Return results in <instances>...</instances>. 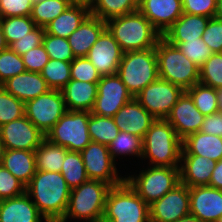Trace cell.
Instances as JSON below:
<instances>
[{
  "instance_id": "1",
  "label": "cell",
  "mask_w": 222,
  "mask_h": 222,
  "mask_svg": "<svg viewBox=\"0 0 222 222\" xmlns=\"http://www.w3.org/2000/svg\"><path fill=\"white\" fill-rule=\"evenodd\" d=\"M26 193L48 222H60L66 212L71 188L60 172L37 170Z\"/></svg>"
},
{
  "instance_id": "2",
  "label": "cell",
  "mask_w": 222,
  "mask_h": 222,
  "mask_svg": "<svg viewBox=\"0 0 222 222\" xmlns=\"http://www.w3.org/2000/svg\"><path fill=\"white\" fill-rule=\"evenodd\" d=\"M141 160L150 166L180 167L182 139L166 119H156L142 139Z\"/></svg>"
},
{
  "instance_id": "3",
  "label": "cell",
  "mask_w": 222,
  "mask_h": 222,
  "mask_svg": "<svg viewBox=\"0 0 222 222\" xmlns=\"http://www.w3.org/2000/svg\"><path fill=\"white\" fill-rule=\"evenodd\" d=\"M106 28L123 52L155 48L162 37L139 10L107 20Z\"/></svg>"
},
{
  "instance_id": "4",
  "label": "cell",
  "mask_w": 222,
  "mask_h": 222,
  "mask_svg": "<svg viewBox=\"0 0 222 222\" xmlns=\"http://www.w3.org/2000/svg\"><path fill=\"white\" fill-rule=\"evenodd\" d=\"M111 186L98 180H88L71 189L68 206L60 222L68 219L82 222H98L102 220L106 196Z\"/></svg>"
},
{
  "instance_id": "5",
  "label": "cell",
  "mask_w": 222,
  "mask_h": 222,
  "mask_svg": "<svg viewBox=\"0 0 222 222\" xmlns=\"http://www.w3.org/2000/svg\"><path fill=\"white\" fill-rule=\"evenodd\" d=\"M159 78L181 87L184 91L199 82V67L177 46L161 37L155 47Z\"/></svg>"
},
{
  "instance_id": "6",
  "label": "cell",
  "mask_w": 222,
  "mask_h": 222,
  "mask_svg": "<svg viewBox=\"0 0 222 222\" xmlns=\"http://www.w3.org/2000/svg\"><path fill=\"white\" fill-rule=\"evenodd\" d=\"M105 222H150L149 205L124 181L107 193Z\"/></svg>"
},
{
  "instance_id": "7",
  "label": "cell",
  "mask_w": 222,
  "mask_h": 222,
  "mask_svg": "<svg viewBox=\"0 0 222 222\" xmlns=\"http://www.w3.org/2000/svg\"><path fill=\"white\" fill-rule=\"evenodd\" d=\"M117 75L135 97L142 89L159 78L155 48L124 52Z\"/></svg>"
},
{
  "instance_id": "8",
  "label": "cell",
  "mask_w": 222,
  "mask_h": 222,
  "mask_svg": "<svg viewBox=\"0 0 222 222\" xmlns=\"http://www.w3.org/2000/svg\"><path fill=\"white\" fill-rule=\"evenodd\" d=\"M125 181L148 205H151L180 184V169L148 166L138 175H127Z\"/></svg>"
},
{
  "instance_id": "9",
  "label": "cell",
  "mask_w": 222,
  "mask_h": 222,
  "mask_svg": "<svg viewBox=\"0 0 222 222\" xmlns=\"http://www.w3.org/2000/svg\"><path fill=\"white\" fill-rule=\"evenodd\" d=\"M89 116L88 111L67 110L45 138L68 151L81 152L91 142L88 132Z\"/></svg>"
},
{
  "instance_id": "10",
  "label": "cell",
  "mask_w": 222,
  "mask_h": 222,
  "mask_svg": "<svg viewBox=\"0 0 222 222\" xmlns=\"http://www.w3.org/2000/svg\"><path fill=\"white\" fill-rule=\"evenodd\" d=\"M25 116L45 135L67 112L61 90L47 93L24 103Z\"/></svg>"
},
{
  "instance_id": "11",
  "label": "cell",
  "mask_w": 222,
  "mask_h": 222,
  "mask_svg": "<svg viewBox=\"0 0 222 222\" xmlns=\"http://www.w3.org/2000/svg\"><path fill=\"white\" fill-rule=\"evenodd\" d=\"M184 90L161 78H157L134 98L156 119H166Z\"/></svg>"
},
{
  "instance_id": "12",
  "label": "cell",
  "mask_w": 222,
  "mask_h": 222,
  "mask_svg": "<svg viewBox=\"0 0 222 222\" xmlns=\"http://www.w3.org/2000/svg\"><path fill=\"white\" fill-rule=\"evenodd\" d=\"M80 153L89 180L102 181L111 187L125 181L126 175L123 177L118 172L117 162L113 160L108 146L91 141Z\"/></svg>"
},
{
  "instance_id": "13",
  "label": "cell",
  "mask_w": 222,
  "mask_h": 222,
  "mask_svg": "<svg viewBox=\"0 0 222 222\" xmlns=\"http://www.w3.org/2000/svg\"><path fill=\"white\" fill-rule=\"evenodd\" d=\"M97 88L98 93L91 113L98 116L113 117L122 106L134 98L117 74L101 76Z\"/></svg>"
},
{
  "instance_id": "14",
  "label": "cell",
  "mask_w": 222,
  "mask_h": 222,
  "mask_svg": "<svg viewBox=\"0 0 222 222\" xmlns=\"http://www.w3.org/2000/svg\"><path fill=\"white\" fill-rule=\"evenodd\" d=\"M0 138L5 149L35 151L45 138L25 115L0 126Z\"/></svg>"
},
{
  "instance_id": "15",
  "label": "cell",
  "mask_w": 222,
  "mask_h": 222,
  "mask_svg": "<svg viewBox=\"0 0 222 222\" xmlns=\"http://www.w3.org/2000/svg\"><path fill=\"white\" fill-rule=\"evenodd\" d=\"M150 222H175L190 214L189 187L180 183L149 205Z\"/></svg>"
},
{
  "instance_id": "16",
  "label": "cell",
  "mask_w": 222,
  "mask_h": 222,
  "mask_svg": "<svg viewBox=\"0 0 222 222\" xmlns=\"http://www.w3.org/2000/svg\"><path fill=\"white\" fill-rule=\"evenodd\" d=\"M123 51L106 28L92 45L87 58L101 76L117 74Z\"/></svg>"
},
{
  "instance_id": "17",
  "label": "cell",
  "mask_w": 222,
  "mask_h": 222,
  "mask_svg": "<svg viewBox=\"0 0 222 222\" xmlns=\"http://www.w3.org/2000/svg\"><path fill=\"white\" fill-rule=\"evenodd\" d=\"M190 214L201 222H217L222 218V190L209 185L189 187Z\"/></svg>"
},
{
  "instance_id": "18",
  "label": "cell",
  "mask_w": 222,
  "mask_h": 222,
  "mask_svg": "<svg viewBox=\"0 0 222 222\" xmlns=\"http://www.w3.org/2000/svg\"><path fill=\"white\" fill-rule=\"evenodd\" d=\"M204 117L194 105L190 95L184 91L170 114L166 117V120L183 140L188 135L200 130Z\"/></svg>"
},
{
  "instance_id": "19",
  "label": "cell",
  "mask_w": 222,
  "mask_h": 222,
  "mask_svg": "<svg viewBox=\"0 0 222 222\" xmlns=\"http://www.w3.org/2000/svg\"><path fill=\"white\" fill-rule=\"evenodd\" d=\"M138 10L163 34L183 14L182 0H139Z\"/></svg>"
},
{
  "instance_id": "20",
  "label": "cell",
  "mask_w": 222,
  "mask_h": 222,
  "mask_svg": "<svg viewBox=\"0 0 222 222\" xmlns=\"http://www.w3.org/2000/svg\"><path fill=\"white\" fill-rule=\"evenodd\" d=\"M112 118L119 131L136 135L142 139L156 120L135 98L122 106Z\"/></svg>"
},
{
  "instance_id": "21",
  "label": "cell",
  "mask_w": 222,
  "mask_h": 222,
  "mask_svg": "<svg viewBox=\"0 0 222 222\" xmlns=\"http://www.w3.org/2000/svg\"><path fill=\"white\" fill-rule=\"evenodd\" d=\"M48 222L25 192L0 201V222Z\"/></svg>"
},
{
  "instance_id": "22",
  "label": "cell",
  "mask_w": 222,
  "mask_h": 222,
  "mask_svg": "<svg viewBox=\"0 0 222 222\" xmlns=\"http://www.w3.org/2000/svg\"><path fill=\"white\" fill-rule=\"evenodd\" d=\"M216 163L200 155H181L180 183L188 187L209 185Z\"/></svg>"
},
{
  "instance_id": "23",
  "label": "cell",
  "mask_w": 222,
  "mask_h": 222,
  "mask_svg": "<svg viewBox=\"0 0 222 222\" xmlns=\"http://www.w3.org/2000/svg\"><path fill=\"white\" fill-rule=\"evenodd\" d=\"M8 93L23 101L34 99L51 90L41 73L25 71L11 77L1 85Z\"/></svg>"
},
{
  "instance_id": "24",
  "label": "cell",
  "mask_w": 222,
  "mask_h": 222,
  "mask_svg": "<svg viewBox=\"0 0 222 222\" xmlns=\"http://www.w3.org/2000/svg\"><path fill=\"white\" fill-rule=\"evenodd\" d=\"M106 29V21L89 14L67 38L75 57H86L92 45Z\"/></svg>"
},
{
  "instance_id": "25",
  "label": "cell",
  "mask_w": 222,
  "mask_h": 222,
  "mask_svg": "<svg viewBox=\"0 0 222 222\" xmlns=\"http://www.w3.org/2000/svg\"><path fill=\"white\" fill-rule=\"evenodd\" d=\"M209 20L206 16L183 13L162 37L174 46L188 40H197L202 37Z\"/></svg>"
},
{
  "instance_id": "26",
  "label": "cell",
  "mask_w": 222,
  "mask_h": 222,
  "mask_svg": "<svg viewBox=\"0 0 222 222\" xmlns=\"http://www.w3.org/2000/svg\"><path fill=\"white\" fill-rule=\"evenodd\" d=\"M61 92L67 110L91 112L97 97L98 88L97 83L71 79Z\"/></svg>"
},
{
  "instance_id": "27",
  "label": "cell",
  "mask_w": 222,
  "mask_h": 222,
  "mask_svg": "<svg viewBox=\"0 0 222 222\" xmlns=\"http://www.w3.org/2000/svg\"><path fill=\"white\" fill-rule=\"evenodd\" d=\"M181 155H200L216 162L222 159V138L201 131L182 140Z\"/></svg>"
},
{
  "instance_id": "28",
  "label": "cell",
  "mask_w": 222,
  "mask_h": 222,
  "mask_svg": "<svg viewBox=\"0 0 222 222\" xmlns=\"http://www.w3.org/2000/svg\"><path fill=\"white\" fill-rule=\"evenodd\" d=\"M1 164L25 186L36 173L35 152L5 149Z\"/></svg>"
},
{
  "instance_id": "29",
  "label": "cell",
  "mask_w": 222,
  "mask_h": 222,
  "mask_svg": "<svg viewBox=\"0 0 222 222\" xmlns=\"http://www.w3.org/2000/svg\"><path fill=\"white\" fill-rule=\"evenodd\" d=\"M90 14L81 6H69L62 14L48 23L44 28L50 35L68 38Z\"/></svg>"
},
{
  "instance_id": "30",
  "label": "cell",
  "mask_w": 222,
  "mask_h": 222,
  "mask_svg": "<svg viewBox=\"0 0 222 222\" xmlns=\"http://www.w3.org/2000/svg\"><path fill=\"white\" fill-rule=\"evenodd\" d=\"M34 152L36 170L60 172L68 150L44 138Z\"/></svg>"
},
{
  "instance_id": "31",
  "label": "cell",
  "mask_w": 222,
  "mask_h": 222,
  "mask_svg": "<svg viewBox=\"0 0 222 222\" xmlns=\"http://www.w3.org/2000/svg\"><path fill=\"white\" fill-rule=\"evenodd\" d=\"M139 0H96L90 14L103 21L137 11Z\"/></svg>"
},
{
  "instance_id": "32",
  "label": "cell",
  "mask_w": 222,
  "mask_h": 222,
  "mask_svg": "<svg viewBox=\"0 0 222 222\" xmlns=\"http://www.w3.org/2000/svg\"><path fill=\"white\" fill-rule=\"evenodd\" d=\"M88 132L92 142L109 146L119 133V128L112 117L92 114L88 119Z\"/></svg>"
},
{
  "instance_id": "33",
  "label": "cell",
  "mask_w": 222,
  "mask_h": 222,
  "mask_svg": "<svg viewBox=\"0 0 222 222\" xmlns=\"http://www.w3.org/2000/svg\"><path fill=\"white\" fill-rule=\"evenodd\" d=\"M109 152L116 162L119 156H134L141 159L143 153L142 138L136 135L119 131L118 136L108 146Z\"/></svg>"
},
{
  "instance_id": "34",
  "label": "cell",
  "mask_w": 222,
  "mask_h": 222,
  "mask_svg": "<svg viewBox=\"0 0 222 222\" xmlns=\"http://www.w3.org/2000/svg\"><path fill=\"white\" fill-rule=\"evenodd\" d=\"M60 173L71 189L89 180L80 152L68 151L66 153Z\"/></svg>"
},
{
  "instance_id": "35",
  "label": "cell",
  "mask_w": 222,
  "mask_h": 222,
  "mask_svg": "<svg viewBox=\"0 0 222 222\" xmlns=\"http://www.w3.org/2000/svg\"><path fill=\"white\" fill-rule=\"evenodd\" d=\"M71 62L49 59L41 71L48 87L52 90H62L71 80Z\"/></svg>"
},
{
  "instance_id": "36",
  "label": "cell",
  "mask_w": 222,
  "mask_h": 222,
  "mask_svg": "<svg viewBox=\"0 0 222 222\" xmlns=\"http://www.w3.org/2000/svg\"><path fill=\"white\" fill-rule=\"evenodd\" d=\"M69 6L67 0H42L33 4L30 17L36 26L45 27Z\"/></svg>"
},
{
  "instance_id": "37",
  "label": "cell",
  "mask_w": 222,
  "mask_h": 222,
  "mask_svg": "<svg viewBox=\"0 0 222 222\" xmlns=\"http://www.w3.org/2000/svg\"><path fill=\"white\" fill-rule=\"evenodd\" d=\"M186 92L192 98L196 108L204 115H211L219 111L217 92L215 88L200 82L187 89Z\"/></svg>"
},
{
  "instance_id": "38",
  "label": "cell",
  "mask_w": 222,
  "mask_h": 222,
  "mask_svg": "<svg viewBox=\"0 0 222 222\" xmlns=\"http://www.w3.org/2000/svg\"><path fill=\"white\" fill-rule=\"evenodd\" d=\"M0 26L8 46L27 36L36 27L34 20L30 16L0 18Z\"/></svg>"
},
{
  "instance_id": "39",
  "label": "cell",
  "mask_w": 222,
  "mask_h": 222,
  "mask_svg": "<svg viewBox=\"0 0 222 222\" xmlns=\"http://www.w3.org/2000/svg\"><path fill=\"white\" fill-rule=\"evenodd\" d=\"M199 82L215 89L222 88V53H213L199 68Z\"/></svg>"
},
{
  "instance_id": "40",
  "label": "cell",
  "mask_w": 222,
  "mask_h": 222,
  "mask_svg": "<svg viewBox=\"0 0 222 222\" xmlns=\"http://www.w3.org/2000/svg\"><path fill=\"white\" fill-rule=\"evenodd\" d=\"M26 70L22 56L14 52L10 47L0 52V86L11 77Z\"/></svg>"
},
{
  "instance_id": "41",
  "label": "cell",
  "mask_w": 222,
  "mask_h": 222,
  "mask_svg": "<svg viewBox=\"0 0 222 222\" xmlns=\"http://www.w3.org/2000/svg\"><path fill=\"white\" fill-rule=\"evenodd\" d=\"M24 115V102L0 86V126Z\"/></svg>"
},
{
  "instance_id": "42",
  "label": "cell",
  "mask_w": 222,
  "mask_h": 222,
  "mask_svg": "<svg viewBox=\"0 0 222 222\" xmlns=\"http://www.w3.org/2000/svg\"><path fill=\"white\" fill-rule=\"evenodd\" d=\"M43 46L49 55V59L72 62L75 59L67 38H62L45 32Z\"/></svg>"
},
{
  "instance_id": "43",
  "label": "cell",
  "mask_w": 222,
  "mask_h": 222,
  "mask_svg": "<svg viewBox=\"0 0 222 222\" xmlns=\"http://www.w3.org/2000/svg\"><path fill=\"white\" fill-rule=\"evenodd\" d=\"M178 49L199 68L213 54L202 38L179 43Z\"/></svg>"
},
{
  "instance_id": "44",
  "label": "cell",
  "mask_w": 222,
  "mask_h": 222,
  "mask_svg": "<svg viewBox=\"0 0 222 222\" xmlns=\"http://www.w3.org/2000/svg\"><path fill=\"white\" fill-rule=\"evenodd\" d=\"M71 79L98 83L101 75L87 57H75L71 62Z\"/></svg>"
},
{
  "instance_id": "45",
  "label": "cell",
  "mask_w": 222,
  "mask_h": 222,
  "mask_svg": "<svg viewBox=\"0 0 222 222\" xmlns=\"http://www.w3.org/2000/svg\"><path fill=\"white\" fill-rule=\"evenodd\" d=\"M26 192V186L0 164V201Z\"/></svg>"
},
{
  "instance_id": "46",
  "label": "cell",
  "mask_w": 222,
  "mask_h": 222,
  "mask_svg": "<svg viewBox=\"0 0 222 222\" xmlns=\"http://www.w3.org/2000/svg\"><path fill=\"white\" fill-rule=\"evenodd\" d=\"M201 38L213 53H222V19L210 18Z\"/></svg>"
},
{
  "instance_id": "47",
  "label": "cell",
  "mask_w": 222,
  "mask_h": 222,
  "mask_svg": "<svg viewBox=\"0 0 222 222\" xmlns=\"http://www.w3.org/2000/svg\"><path fill=\"white\" fill-rule=\"evenodd\" d=\"M44 34L45 28L36 26L27 36L13 42L9 47L18 55L22 56L30 49L41 45L43 43Z\"/></svg>"
},
{
  "instance_id": "48",
  "label": "cell",
  "mask_w": 222,
  "mask_h": 222,
  "mask_svg": "<svg viewBox=\"0 0 222 222\" xmlns=\"http://www.w3.org/2000/svg\"><path fill=\"white\" fill-rule=\"evenodd\" d=\"M32 7L31 0H0V18L30 16Z\"/></svg>"
},
{
  "instance_id": "49",
  "label": "cell",
  "mask_w": 222,
  "mask_h": 222,
  "mask_svg": "<svg viewBox=\"0 0 222 222\" xmlns=\"http://www.w3.org/2000/svg\"><path fill=\"white\" fill-rule=\"evenodd\" d=\"M22 59L27 71L41 73L45 64L49 61V55L41 44L22 55Z\"/></svg>"
},
{
  "instance_id": "50",
  "label": "cell",
  "mask_w": 222,
  "mask_h": 222,
  "mask_svg": "<svg viewBox=\"0 0 222 222\" xmlns=\"http://www.w3.org/2000/svg\"><path fill=\"white\" fill-rule=\"evenodd\" d=\"M217 0H182L183 13L214 17Z\"/></svg>"
},
{
  "instance_id": "51",
  "label": "cell",
  "mask_w": 222,
  "mask_h": 222,
  "mask_svg": "<svg viewBox=\"0 0 222 222\" xmlns=\"http://www.w3.org/2000/svg\"><path fill=\"white\" fill-rule=\"evenodd\" d=\"M199 131L222 138V112L205 116Z\"/></svg>"
},
{
  "instance_id": "52",
  "label": "cell",
  "mask_w": 222,
  "mask_h": 222,
  "mask_svg": "<svg viewBox=\"0 0 222 222\" xmlns=\"http://www.w3.org/2000/svg\"><path fill=\"white\" fill-rule=\"evenodd\" d=\"M209 186L222 190V159L219 160L213 168Z\"/></svg>"
},
{
  "instance_id": "53",
  "label": "cell",
  "mask_w": 222,
  "mask_h": 222,
  "mask_svg": "<svg viewBox=\"0 0 222 222\" xmlns=\"http://www.w3.org/2000/svg\"><path fill=\"white\" fill-rule=\"evenodd\" d=\"M70 6H81L89 11L94 7L96 0H67Z\"/></svg>"
},
{
  "instance_id": "54",
  "label": "cell",
  "mask_w": 222,
  "mask_h": 222,
  "mask_svg": "<svg viewBox=\"0 0 222 222\" xmlns=\"http://www.w3.org/2000/svg\"><path fill=\"white\" fill-rule=\"evenodd\" d=\"M175 222H201V221L194 215L189 214L185 217L176 220Z\"/></svg>"
},
{
  "instance_id": "55",
  "label": "cell",
  "mask_w": 222,
  "mask_h": 222,
  "mask_svg": "<svg viewBox=\"0 0 222 222\" xmlns=\"http://www.w3.org/2000/svg\"><path fill=\"white\" fill-rule=\"evenodd\" d=\"M8 47L9 46L6 43L5 35L2 32V29H1V26H0V52L7 49Z\"/></svg>"
},
{
  "instance_id": "56",
  "label": "cell",
  "mask_w": 222,
  "mask_h": 222,
  "mask_svg": "<svg viewBox=\"0 0 222 222\" xmlns=\"http://www.w3.org/2000/svg\"><path fill=\"white\" fill-rule=\"evenodd\" d=\"M214 17L222 19V0H217L216 2V12Z\"/></svg>"
},
{
  "instance_id": "57",
  "label": "cell",
  "mask_w": 222,
  "mask_h": 222,
  "mask_svg": "<svg viewBox=\"0 0 222 222\" xmlns=\"http://www.w3.org/2000/svg\"><path fill=\"white\" fill-rule=\"evenodd\" d=\"M219 112H222V88L216 89Z\"/></svg>"
},
{
  "instance_id": "58",
  "label": "cell",
  "mask_w": 222,
  "mask_h": 222,
  "mask_svg": "<svg viewBox=\"0 0 222 222\" xmlns=\"http://www.w3.org/2000/svg\"><path fill=\"white\" fill-rule=\"evenodd\" d=\"M4 151H5V148H4V145L2 143V140L0 138V164L2 162V158H3V155H4Z\"/></svg>"
},
{
  "instance_id": "59",
  "label": "cell",
  "mask_w": 222,
  "mask_h": 222,
  "mask_svg": "<svg viewBox=\"0 0 222 222\" xmlns=\"http://www.w3.org/2000/svg\"><path fill=\"white\" fill-rule=\"evenodd\" d=\"M31 1H32V3L34 4V3L40 2V1H42V0H31Z\"/></svg>"
}]
</instances>
